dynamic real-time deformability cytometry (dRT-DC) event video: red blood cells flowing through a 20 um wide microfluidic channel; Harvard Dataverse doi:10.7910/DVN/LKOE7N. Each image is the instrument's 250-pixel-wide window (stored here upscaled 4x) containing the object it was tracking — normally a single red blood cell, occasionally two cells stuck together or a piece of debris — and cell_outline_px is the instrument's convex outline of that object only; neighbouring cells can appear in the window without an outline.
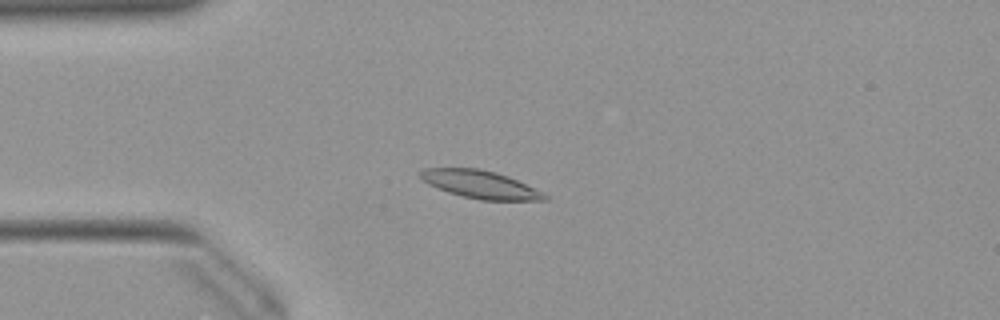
{"species": "Egyptian fruit bat (a non-hibernating species)", "species_latin": "Rousettus aegyptiacus", "temperature_condition": "warm", "stored_images_in_passage": 51, "camera_frame_rate_fps": 3000, "um_per_image_px": 0.085, "animal": {"sex": "female"}, "frame": {"image": 1, "passage_image": 12, "time_ms": 3.667, "image_size_px": [1000, 320], "cell_outline_px": [[548, 200], [480, 200], [448, 192], [428, 184], [420, 176], [420, 172], [424, 168], [480, 168], [496, 172], [508, 176], [544, 192], [548, 196]], "centroid_in_image_um": [40.86, 15.67], "position_along_channel_um": 44.1, "area_um2": 20.06}}
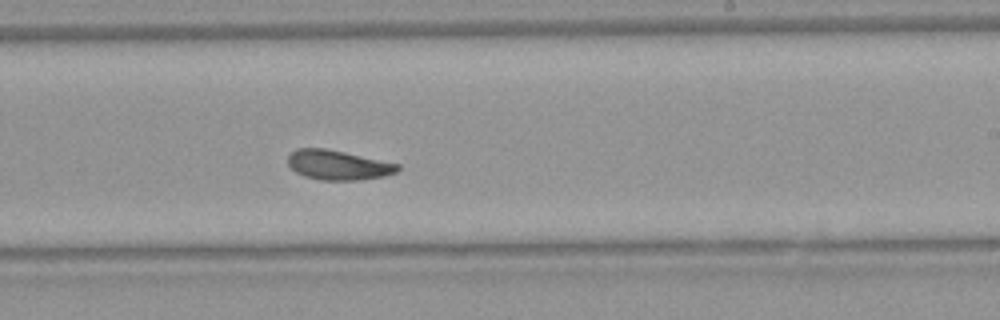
{"frame": {"image": 2, "passage_image": 30, "time_ms": 9.667, "image_size_px": [1000, 320], "cell_outline_px": [[400, 168], [396, 172], [384, 176], [360, 180], [320, 180], [304, 176], [296, 172], [288, 164], [288, 156], [296, 148], [324, 148], [344, 152], [400, 164]], "centroid_in_image_um": [28.73, 14.03], "position_along_channel_um": 260.3, "area_um2": 18.9}}
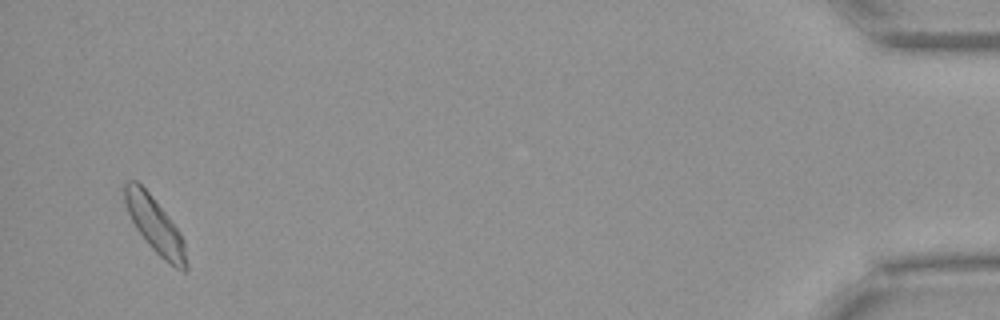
{"frame": {"image": 3, "passage_image": 49, "time_ms": 16.0, "image_size_px": [1000, 320], "cell_outline_px": [[188, 268], [184, 272], [176, 268], [164, 260], [148, 244], [136, 228], [128, 212], [124, 200], [124, 184], [128, 180], [136, 180], [152, 196], [168, 216], [180, 232], [184, 240], [188, 264]], "centroid_in_image_um": [13.19, 19.16], "position_along_channel_um": 422.0, "area_um2": 19.83}, "authors_computed_cell_mechanics": {"area_um2": 19.5364, "velocity_mm_per_s": 3.9211, "shape_relaxation_time_tau1_ms": 3.5312, "shape_relaxation_time_tau2_ms": 3.8476, "deformation_change_tau1": 0.1224, "deformation_change_tau2": 0.1047}}